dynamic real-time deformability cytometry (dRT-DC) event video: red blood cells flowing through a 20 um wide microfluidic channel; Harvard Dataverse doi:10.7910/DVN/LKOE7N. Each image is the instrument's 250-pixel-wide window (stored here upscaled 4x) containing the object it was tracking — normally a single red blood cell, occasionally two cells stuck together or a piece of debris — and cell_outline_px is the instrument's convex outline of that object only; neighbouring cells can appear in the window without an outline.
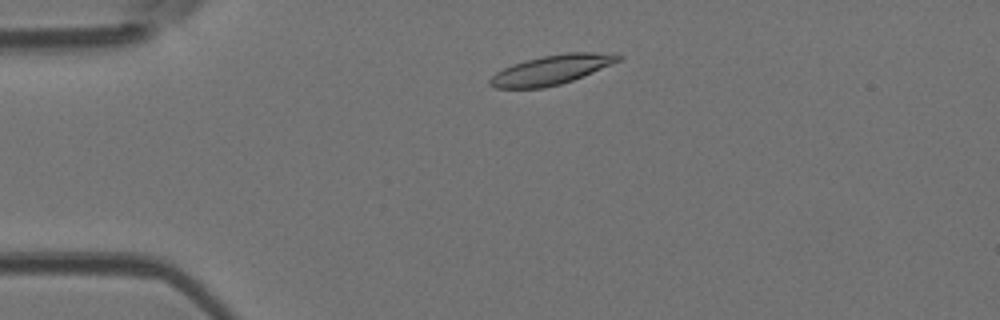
{"species": "Egyptian fruit bat (a non-hibernating species)", "species_latin": "Rousettus aegyptiacus", "temperature_condition": "room temperature", "stored_images_in_passage": 5, "camera_frame_rate_fps": 3000, "um_per_image_px": 0.085, "animal": {"sex": "female"}, "frame": {"image": 1, "passage_image": 2, "time_ms": 0.333, "image_size_px": [1000, 320], "cell_outline_px": [[624, 56], [620, 60], [592, 72], [572, 80], [560, 84], [544, 88], [496, 88], [488, 84], [488, 80], [496, 72], [512, 64], [524, 60], [544, 56], [568, 52], [592, 52]], "centroid_in_image_um": [46.81, 5.94], "position_along_channel_um": 38.2, "area_um2": 21.68}}
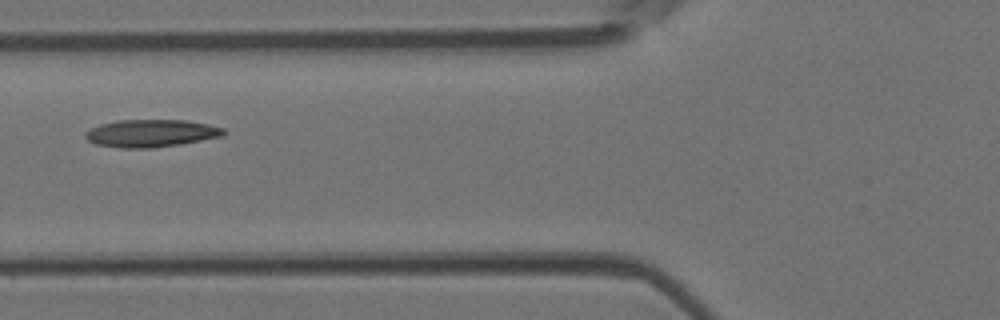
{"frame": {"image": 2, "passage_image": 4, "time_ms": 1.0, "image_size_px": [1000, 320], "cell_outline_px": [[228, 132], [220, 136], [180, 144], [152, 148], [120, 148], [96, 144], [88, 140], [84, 136], [84, 132], [100, 124], [116, 120], [188, 120], [208, 124], [224, 128]], "centroid_in_image_um": [12.83, 11.32], "position_along_channel_um": 113.0, "area_um2": 22.2}}
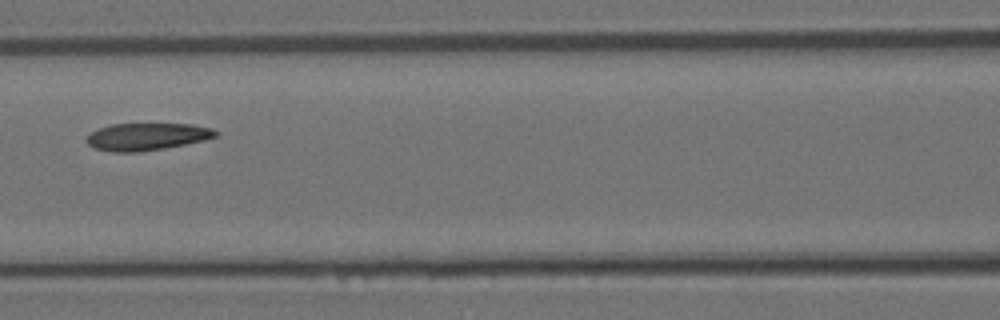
{"frame": {"image": 3, "passage_image": 5, "time_ms": 1.333, "image_size_px": [1000, 320], "cell_outline_px": [[220, 132], [216, 136], [204, 140], [164, 148], [140, 152], [112, 152], [92, 148], [84, 140], [92, 132], [100, 128], [112, 124], [192, 124], [212, 128]], "centroid_in_image_um": [12.47, 11.62], "position_along_channel_um": 154.1, "area_um2": 20.52}}